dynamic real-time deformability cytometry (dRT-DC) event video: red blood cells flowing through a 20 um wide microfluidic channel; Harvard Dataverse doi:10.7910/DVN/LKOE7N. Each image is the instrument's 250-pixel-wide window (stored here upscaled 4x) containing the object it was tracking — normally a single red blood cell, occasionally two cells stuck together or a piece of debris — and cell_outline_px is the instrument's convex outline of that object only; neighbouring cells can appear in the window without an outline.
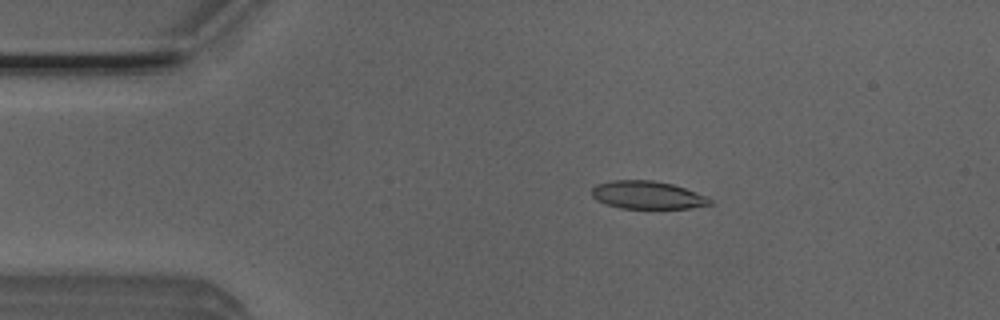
{"species": "Egyptian fruit bat (a non-hibernating species)", "species_latin": "Rousettus aegyptiacus", "temperature_condition": "room temperature", "stored_images_in_passage": 4, "camera_frame_rate_fps": 3000, "um_per_image_px": 0.085, "animal": {"sex": "male"}, "frame": {"image": 1, "passage_image": 3, "time_ms": 0.667, "image_size_px": [1000, 320], "cell_outline_px": [[712, 204], [688, 208], [620, 208], [596, 200], [592, 196], [592, 188], [596, 184], [612, 180], [652, 180], [672, 184], [684, 188], [704, 196], [712, 200]], "centroid_in_image_um": [54.98, 16.57], "position_along_channel_um": 30.0, "area_um2": 18.96}}